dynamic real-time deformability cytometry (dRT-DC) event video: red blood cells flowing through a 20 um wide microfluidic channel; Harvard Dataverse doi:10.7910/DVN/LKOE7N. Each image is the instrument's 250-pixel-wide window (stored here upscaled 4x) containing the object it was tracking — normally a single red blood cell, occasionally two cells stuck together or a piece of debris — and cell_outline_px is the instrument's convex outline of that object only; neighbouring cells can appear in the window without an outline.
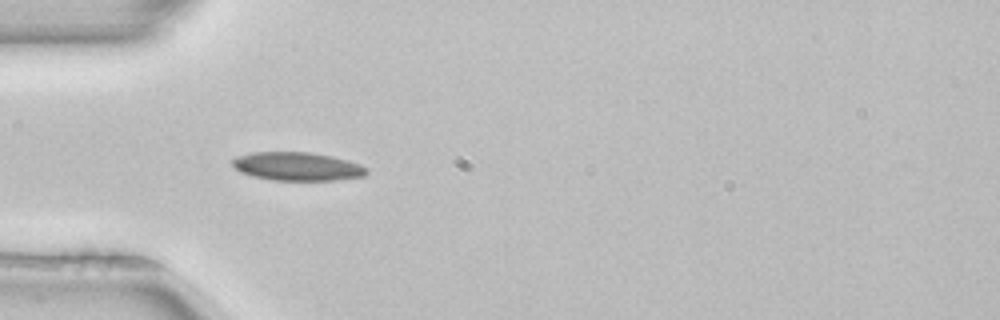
{"species": "common noctule bat (a hibernating species)", "species_latin": "Nyctalus noctula", "temperature_condition": "room temperature", "stored_images_in_passage": 11, "camera_frame_rate_fps": 3000, "um_per_image_px": 0.085, "animal": {"sex": "female", "body_mass_g": 22.7, "forearm_length_mm": 54.2}, "frame": {"image": 1, "passage_image": 4, "time_ms": 1.0, "image_size_px": [1000, 320], "cell_outline_px": [[368, 172], [364, 176], [336, 180], [272, 180], [252, 176], [240, 172], [232, 164], [232, 160], [240, 156], [252, 152], [308, 152], [332, 156], [348, 160], [360, 164], [368, 168]], "centroid_in_image_um": [25.3, 14.15], "position_along_channel_um": 59.7, "area_um2": 22.2}}